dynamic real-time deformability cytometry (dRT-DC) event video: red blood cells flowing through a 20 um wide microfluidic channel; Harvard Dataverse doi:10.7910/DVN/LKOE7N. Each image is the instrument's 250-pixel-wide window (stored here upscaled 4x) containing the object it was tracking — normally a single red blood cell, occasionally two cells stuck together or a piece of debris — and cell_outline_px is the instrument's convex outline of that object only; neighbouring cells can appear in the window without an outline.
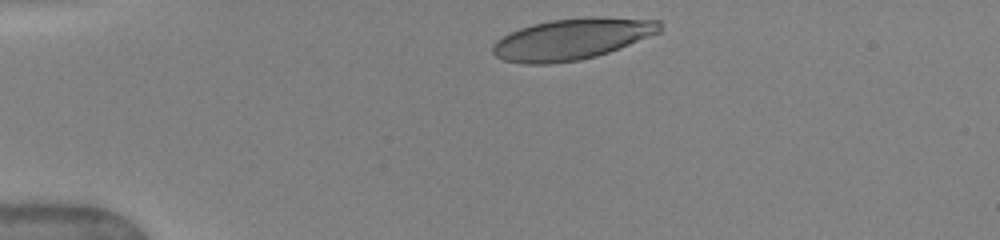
{"species": "human", "species_latin": "Homo sapiens", "temperature_condition": "warm", "stored_images_in_passage": 14, "camera_frame_rate_fps": 3000, "um_per_image_px": 0.085, "donor": {"sex": "female"}, "frame": {"image": 1, "passage_image": 1, "time_ms": 0.0, "image_size_px": [1000, 240], "cell_outline_px": [[660, 32], [608, 52], [596, 56], [580, 60], [548, 64], [524, 64], [504, 60], [496, 56], [492, 52], [492, 44], [496, 40], [520, 28], [532, 24], [552, 20], [592, 16], [604, 16], [660, 20]], "centroid_in_image_um": [48.61, 3.31], "position_along_channel_um": 36.4, "area_um2": 40.06}}
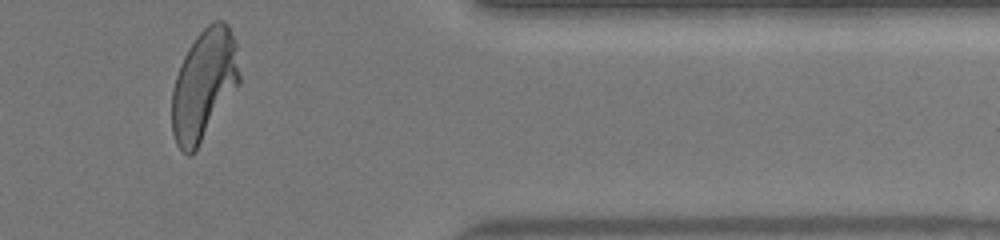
{"frame": {"image": 2, "passage_image": 14, "time_ms": 10.667, "image_size_px": [1000, 240], "cell_outline_px": [[240, 84], [196, 148], [188, 156], [176, 144], [172, 132], [172, 88], [180, 64], [188, 48], [196, 36], [208, 24], [216, 20], [224, 20], [228, 24], [236, 40], [240, 76]], "centroid_in_image_um": [17.35, 7.14], "position_along_channel_um": 394.1, "area_um2": 43.41}, "authors_computed_cell_mechanics": {"area_um2": 42.8876, "velocity_mm_per_s": 4.0122, "shape_relaxation_time_tau1_ms": 3.5421, "shape_relaxation_time_tau2_ms": 0.7601, "deformation_change_tau1": 0.2135, "deformation_change_tau2": 0.0959}}